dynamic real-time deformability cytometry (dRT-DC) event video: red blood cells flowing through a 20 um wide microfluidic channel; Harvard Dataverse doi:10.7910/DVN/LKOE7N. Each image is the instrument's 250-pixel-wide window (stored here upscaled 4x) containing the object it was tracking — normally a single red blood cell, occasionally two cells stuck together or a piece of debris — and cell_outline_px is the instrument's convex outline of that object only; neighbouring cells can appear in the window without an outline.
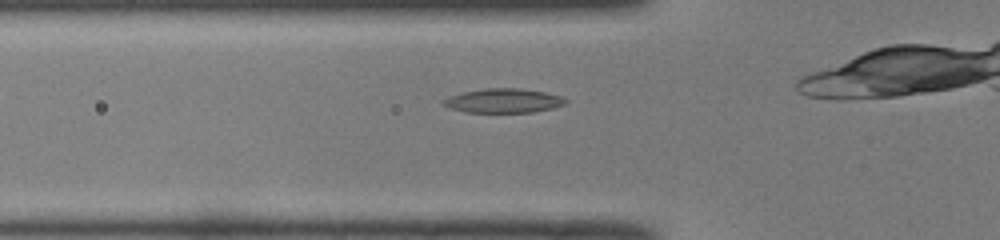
{"species": "common noctule bat (a hibernating species)", "species_latin": "Nyctalus noctula", "temperature_condition": "room temperature", "stored_images_in_passage": 24, "camera_frame_rate_fps": 3000, "um_per_image_px": 0.085, "animal": {"sex": "male", "body_mass_g": 19.0, "forearm_length_mm": 50.8}, "frame": {"image": 1, "passage_image": 2, "time_ms": 0.333, "image_size_px": [1000, 240], "cell_outline_px": [[568, 104], [552, 108], [532, 112], [464, 112], [452, 108], [444, 104], [440, 100], [448, 96], [460, 92], [484, 88], [520, 88], [544, 92], [560, 96], [568, 100]], "centroid_in_image_um": [42.78, 8.55], "position_along_channel_um": 83.0, "area_um2": 17.34}}
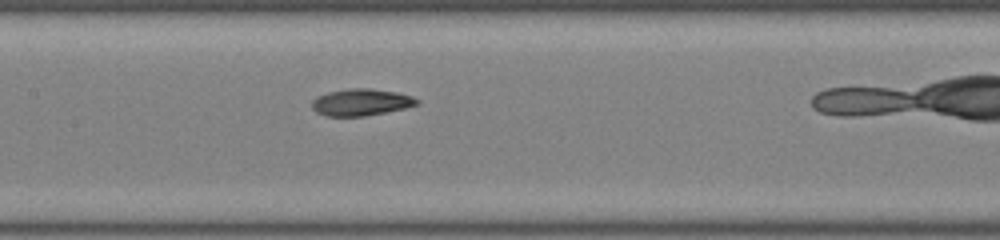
{"frame": {"image": 2, "passage_image": 9, "time_ms": 2.667, "image_size_px": [1000, 240], "cell_outline_px": [[420, 104], [404, 108], [364, 116], [328, 116], [316, 112], [312, 108], [312, 100], [316, 96], [328, 92], [348, 88], [368, 88], [396, 92], [412, 96], [420, 100]], "centroid_in_image_um": [30.68, 8.68], "position_along_channel_um": 176.7, "area_um2": 16.42}}
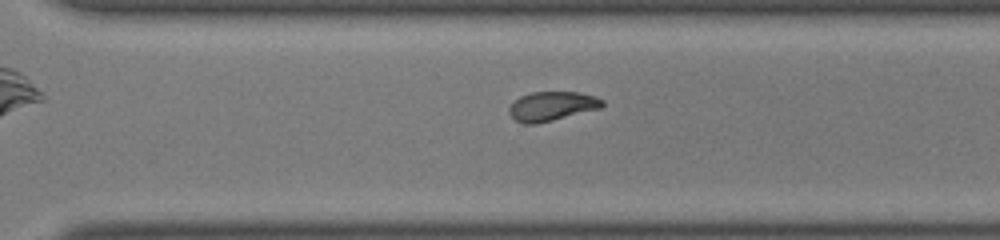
{"frame": {"image": 3, "passage_image": 20, "time_ms": 6.333, "image_size_px": [1000, 240], "cell_outline_px": [[604, 104], [600, 108], [536, 124], [524, 124], [516, 120], [508, 112], [508, 108], [520, 96], [532, 92], [580, 92], [604, 100]], "centroid_in_image_um": [46.89, 9.02], "position_along_channel_um": 323.7, "area_um2": 15.66}}